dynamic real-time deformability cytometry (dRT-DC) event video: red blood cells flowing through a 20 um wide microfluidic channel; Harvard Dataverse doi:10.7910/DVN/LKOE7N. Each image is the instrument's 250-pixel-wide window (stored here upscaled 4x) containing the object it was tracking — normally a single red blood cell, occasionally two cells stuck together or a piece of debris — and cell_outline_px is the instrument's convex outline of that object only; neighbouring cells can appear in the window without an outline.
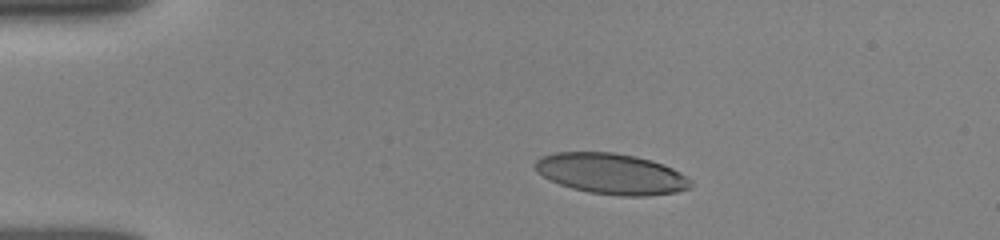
{"species": "human", "species_latin": "Homo sapiens", "temperature_condition": "room temperature", "stored_images_in_passage": 5, "camera_frame_rate_fps": 3000, "um_per_image_px": 0.085, "donor": {"sex": "female"}, "frame": {"image": 1, "passage_image": 3, "time_ms": 2.333, "image_size_px": [1000, 240], "cell_outline_px": [[692, 188], [676, 192], [648, 196], [620, 196], [588, 192], [572, 188], [560, 184], [536, 172], [536, 160], [540, 156], [552, 152], [612, 152], [636, 156], [652, 160], [672, 168], [688, 176], [692, 180]], "centroid_in_image_um": [52.0, 14.77], "position_along_channel_um": 33.0, "area_um2": 37.17}}
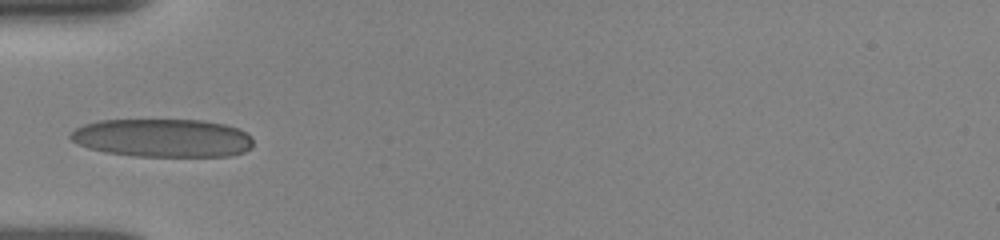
{"frame": {"image": 2, "passage_image": 5, "time_ms": 4.667, "image_size_px": [1000, 240], "cell_outline_px": [[252, 148], [244, 152], [232, 156], [132, 156], [104, 152], [88, 148], [72, 140], [68, 136], [76, 128], [84, 124], [100, 120], [204, 120], [224, 124], [236, 128], [244, 132], [252, 140]], "centroid_in_image_um": [13.81, 11.73], "position_along_channel_um": 71.2, "area_um2": 40.75}}